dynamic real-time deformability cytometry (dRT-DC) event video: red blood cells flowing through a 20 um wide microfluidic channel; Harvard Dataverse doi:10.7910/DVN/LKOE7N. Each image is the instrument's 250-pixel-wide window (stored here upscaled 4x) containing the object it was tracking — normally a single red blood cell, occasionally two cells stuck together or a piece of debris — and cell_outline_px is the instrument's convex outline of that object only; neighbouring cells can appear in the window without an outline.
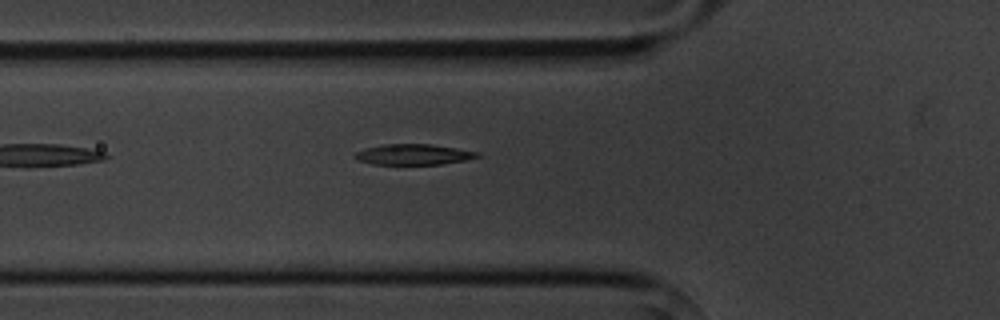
{"species": "common noctule bat (a hibernating species)", "species_latin": "Nyctalus noctula", "temperature_condition": "cold", "stored_images_in_passage": 5, "camera_frame_rate_fps": 3000, "um_per_image_px": 0.085, "animal": {"sex": "male", "body_mass_g": 20.1, "forearm_length_mm": 53.5}, "frame": {"image": 1, "passage_image": 5, "time_ms": 4.667, "image_size_px": [1000, 320], "cell_outline_px": [[480, 156], [468, 160], [440, 164], [372, 164], [356, 160], [352, 156], [356, 152], [364, 148], [384, 144], [432, 144], [480, 152]], "centroid_in_image_um": [35.13, 13.13], "position_along_channel_um": 90.7, "area_um2": 14.85}}